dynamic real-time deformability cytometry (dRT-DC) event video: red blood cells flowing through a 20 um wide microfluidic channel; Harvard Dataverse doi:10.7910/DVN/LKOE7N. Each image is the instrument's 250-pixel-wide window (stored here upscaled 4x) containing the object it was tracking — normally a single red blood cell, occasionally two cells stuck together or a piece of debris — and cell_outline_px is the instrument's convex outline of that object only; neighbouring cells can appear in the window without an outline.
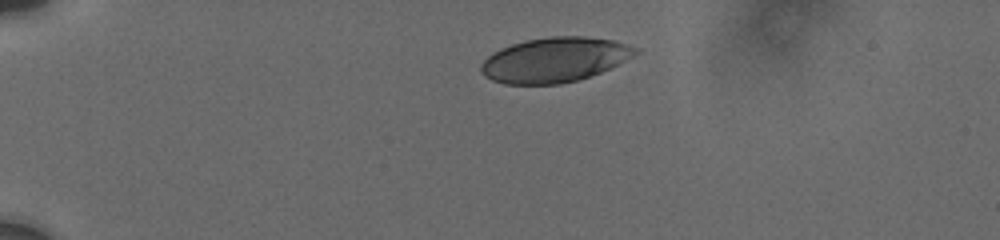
{"species": "human", "species_latin": "Homo sapiens", "temperature_condition": "cold", "stored_images_in_passage": 33, "camera_frame_rate_fps": 3000, "um_per_image_px": 0.085, "donor": {"sex": "male"}, "frame": {"image": 1, "passage_image": 1, "time_ms": 0.0, "image_size_px": [1000, 240], "cell_outline_px": [[640, 52], [600, 72], [576, 80], [560, 84], [504, 84], [492, 80], [484, 76], [480, 72], [480, 64], [492, 52], [500, 48], [524, 40], [548, 36], [584, 36], [612, 40], [628, 44], [636, 48]], "centroid_in_image_um": [47.08, 5.07], "position_along_channel_um": 37.9, "area_um2": 40.17}}
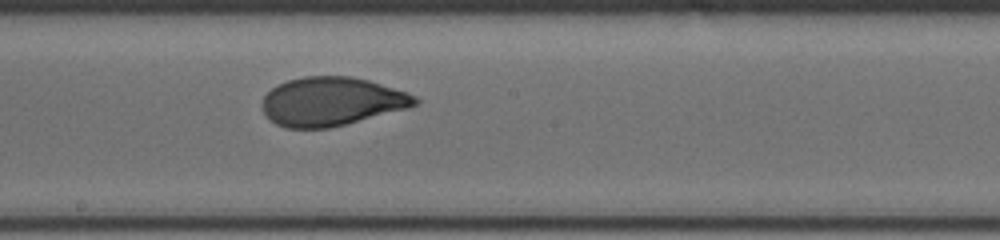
{"frame": {"image": 2, "passage_image": 18, "time_ms": 6.667, "image_size_px": [1000, 240], "cell_outline_px": [[420, 100], [416, 104], [408, 108], [328, 128], [284, 128], [276, 124], [264, 112], [260, 104], [264, 96], [276, 84], [288, 80], [304, 76], [348, 76], [368, 80], [408, 92], [416, 96]], "centroid_in_image_um": [28.16, 8.62], "position_along_channel_um": 220.0, "area_um2": 43.23}}
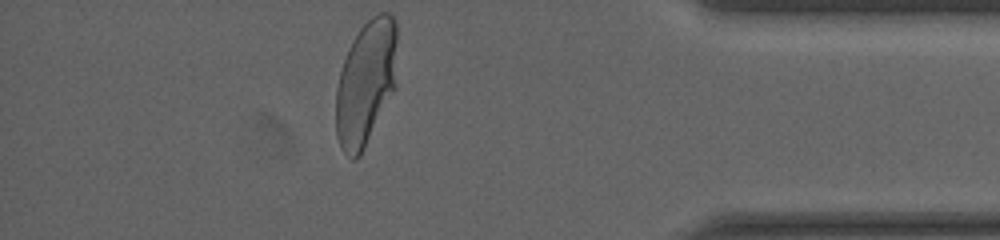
{"frame": {"image": 3, "passage_image": 33, "time_ms": 12.333, "image_size_px": [1000, 240], "cell_outline_px": [[396, 88], [360, 156], [356, 160], [352, 160], [340, 148], [336, 136], [336, 88], [340, 72], [348, 48], [352, 40], [360, 28], [376, 12], [388, 12], [396, 20]], "centroid_in_image_um": [31.1, 7.05], "position_along_channel_um": 404.1, "area_um2": 45.08}, "authors_computed_cell_mechanics": {"area_um2": 43.4078, "velocity_mm_per_s": 3.7371, "shape_relaxation_time_tau1_ms": 4.7395, "shape_relaxation_time_tau2_ms": null, "deformation_change_tau1": 0.1614, "deformation_change_tau2": null}}